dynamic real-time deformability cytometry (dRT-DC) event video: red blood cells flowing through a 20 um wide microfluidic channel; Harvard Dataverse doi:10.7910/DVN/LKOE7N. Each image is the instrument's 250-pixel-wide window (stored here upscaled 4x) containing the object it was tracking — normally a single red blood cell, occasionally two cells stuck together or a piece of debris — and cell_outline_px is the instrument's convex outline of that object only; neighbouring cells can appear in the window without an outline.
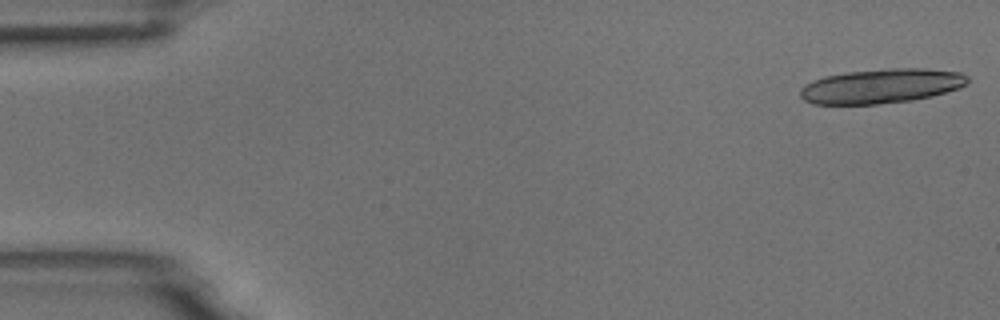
{"species": "common noctule bat (a hibernating species)", "species_latin": "Nyctalus noctula", "temperature_condition": "room temperature", "stored_images_in_passage": 6, "camera_frame_rate_fps": 3000, "um_per_image_px": 0.085, "animal": {"sex": "male", "body_mass_g": 18.8}, "frame": {"image": 1, "passage_image": 1, "time_ms": 0.0, "image_size_px": [1000, 320], "cell_outline_px": [[968, 84], [960, 88], [932, 96], [912, 100], [876, 104], [812, 104], [804, 100], [800, 96], [800, 88], [812, 80], [824, 76], [848, 72], [888, 68], [924, 68], [960, 72], [968, 76]], "centroid_in_image_um": [74.92, 7.31], "position_along_channel_um": 10.1, "area_um2": 33.81}}